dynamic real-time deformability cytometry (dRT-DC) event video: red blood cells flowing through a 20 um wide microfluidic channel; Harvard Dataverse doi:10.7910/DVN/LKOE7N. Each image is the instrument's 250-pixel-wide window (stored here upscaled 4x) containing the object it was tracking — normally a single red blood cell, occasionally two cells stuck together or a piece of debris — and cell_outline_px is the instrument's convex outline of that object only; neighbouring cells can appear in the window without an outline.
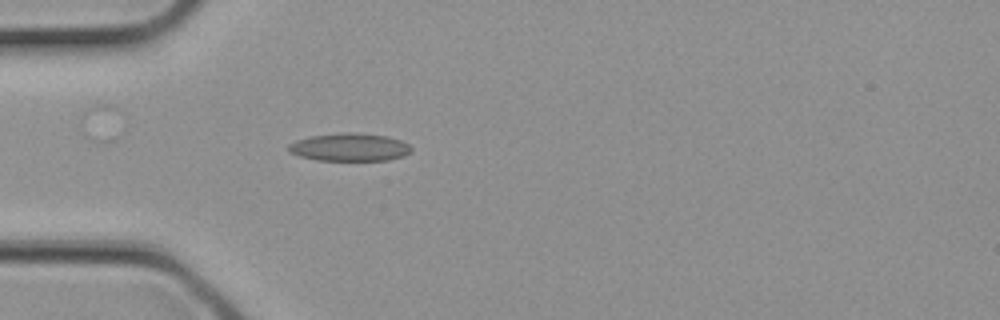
{"species": "common noctule bat (a hibernating species)", "species_latin": "Nyctalus noctula", "temperature_condition": "cold", "stored_images_in_passage": 1, "camera_frame_rate_fps": 3000, "um_per_image_px": 0.085, "animal": {"sex": "female", "body_mass_g": 21.9}, "frame": {"image": 1, "passage_image": 1, "time_ms": 0.0, "image_size_px": [1000, 320], "cell_outline_px": [[412, 152], [404, 156], [388, 160], [316, 160], [300, 156], [288, 152], [288, 144], [296, 140], [308, 136], [340, 132], [352, 132], [388, 136], [400, 140], [408, 144], [412, 148]], "centroid_in_image_um": [29.71, 12.5], "position_along_channel_um": 55.3, "area_um2": 20.17}}